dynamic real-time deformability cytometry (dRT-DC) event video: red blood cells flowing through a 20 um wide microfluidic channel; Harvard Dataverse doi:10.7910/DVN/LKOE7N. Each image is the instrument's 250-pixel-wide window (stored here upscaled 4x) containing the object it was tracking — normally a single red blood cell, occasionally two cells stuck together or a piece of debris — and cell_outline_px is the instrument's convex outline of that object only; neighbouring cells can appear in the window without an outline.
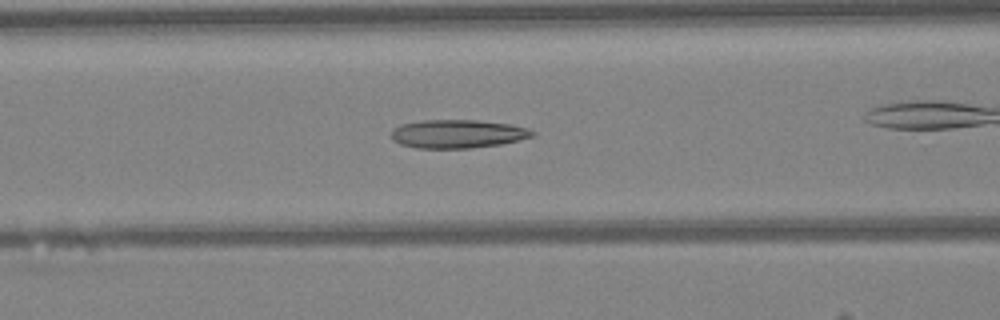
{"species": "Egyptian fruit bat (a non-hibernating species)", "species_latin": "Rousettus aegyptiacus", "temperature_condition": "warm", "stored_images_in_passage": 41, "camera_frame_rate_fps": 3000, "um_per_image_px": 0.085, "animal": {"sex": "female"}, "frame": {"image": 1, "passage_image": 20, "time_ms": 6.333, "image_size_px": [1000, 320], "cell_outline_px": [[536, 132], [532, 136], [500, 144], [472, 148], [416, 148], [400, 144], [392, 140], [392, 128], [400, 124], [424, 120], [476, 120], [508, 124], [524, 128]], "centroid_in_image_um": [38.82, 11.38], "position_along_channel_um": 127.8, "area_um2": 23.18}}
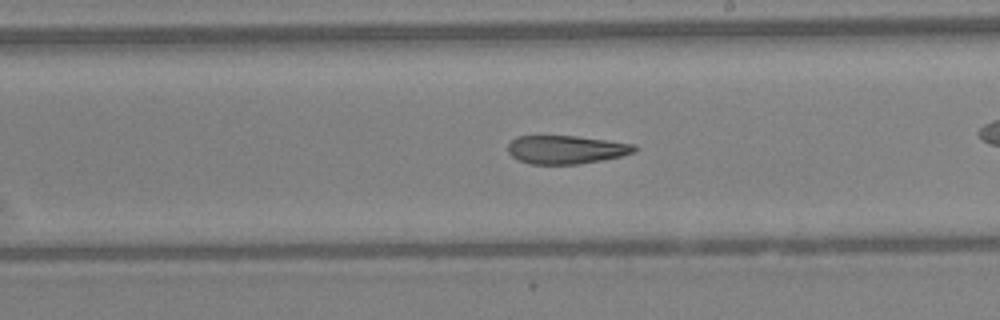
{"frame": {"image": 2, "passage_image": 28, "time_ms": 9.0, "image_size_px": [1000, 320], "cell_outline_px": [[640, 148], [636, 152], [620, 156], [580, 164], [532, 164], [520, 160], [512, 156], [508, 152], [508, 144], [516, 136], [576, 136], [608, 140], [636, 144]], "centroid_in_image_um": [48.17, 12.71], "position_along_channel_um": 240.8, "area_um2": 20.98}}
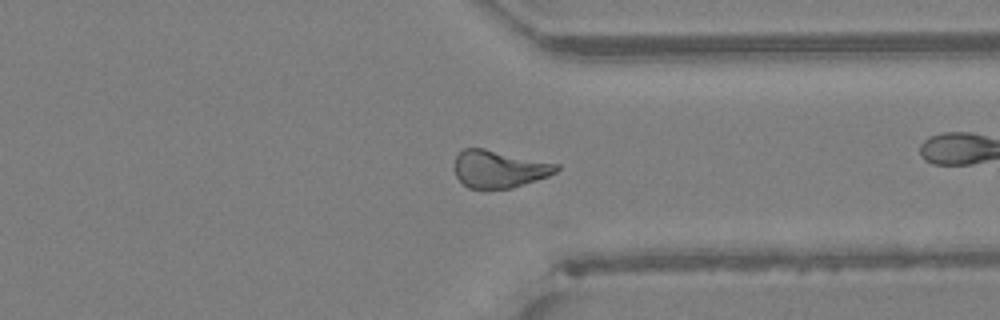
{"frame": {"image": 3, "passage_image": 37, "time_ms": 12.0, "image_size_px": [1000, 320], "cell_outline_px": [[560, 168], [556, 172], [548, 176], [512, 188], [468, 188], [456, 176], [456, 156], [464, 148], [484, 148], [560, 164]], "centroid_in_image_um": [42.46, 14.35], "position_along_channel_um": 368.9, "area_um2": 22.02}}